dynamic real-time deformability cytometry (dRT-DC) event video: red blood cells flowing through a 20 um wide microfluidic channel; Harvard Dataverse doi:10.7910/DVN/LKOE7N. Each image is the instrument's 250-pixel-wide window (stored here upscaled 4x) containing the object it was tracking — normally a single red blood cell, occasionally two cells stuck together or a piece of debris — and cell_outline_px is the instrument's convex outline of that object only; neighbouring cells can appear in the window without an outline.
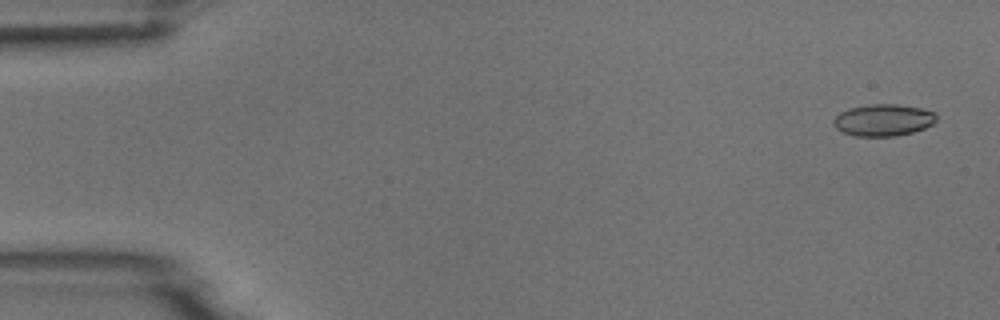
{"species": "common noctule bat (a hibernating species)", "species_latin": "Nyctalus noctula", "temperature_condition": "room temperature", "stored_images_in_passage": 4, "camera_frame_rate_fps": 3000, "um_per_image_px": 0.085, "animal": {"sex": "male", "body_mass_g": 18.8}, "frame": {"image": 1, "passage_image": 1, "time_ms": 0.0, "image_size_px": [1000, 320], "cell_outline_px": [[936, 120], [932, 124], [924, 128], [912, 132], [896, 136], [856, 136], [844, 132], [836, 128], [832, 124], [832, 120], [840, 112], [848, 108], [868, 104], [896, 104], [920, 108], [936, 112]], "centroid_in_image_um": [75.06, 10.2], "position_along_channel_um": 9.9, "area_um2": 19.13}}